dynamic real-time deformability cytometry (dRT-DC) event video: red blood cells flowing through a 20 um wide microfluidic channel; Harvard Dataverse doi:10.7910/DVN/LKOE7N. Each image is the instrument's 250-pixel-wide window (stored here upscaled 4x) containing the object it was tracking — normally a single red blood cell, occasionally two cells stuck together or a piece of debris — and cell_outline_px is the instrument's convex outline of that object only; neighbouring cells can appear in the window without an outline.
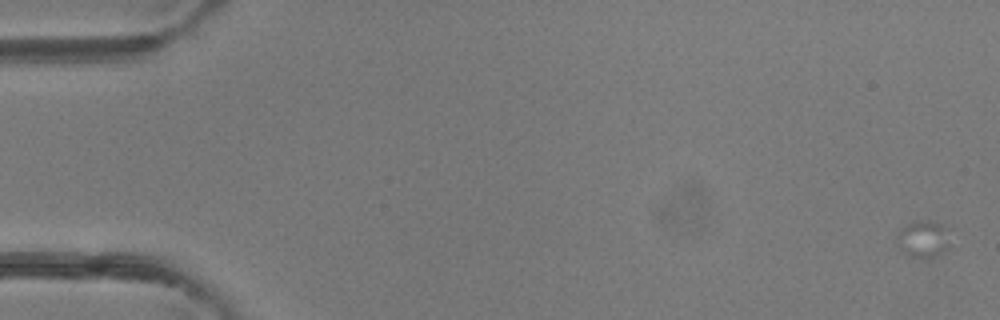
{"species": "common noctule bat (a hibernating species)", "species_latin": "Nyctalus noctula", "temperature_condition": "room temperature", "stored_images_in_passage": 17, "camera_frame_rate_fps": 3000, "um_per_image_px": 0.085, "animal": {"sex": "female"}, "frame": {"image": 1, "passage_image": 1, "time_ms": 0.0, "image_size_px": [1000, 320], "cell_outline_px": [[948, 244], [944, 252], [928, 260], [908, 256], [904, 252], [896, 236], [896, 232], [900, 228], [916, 220], [928, 220], [940, 224]], "centroid_in_image_um": [78.4, 20.35], "position_along_channel_um": 6.6, "area_um2": 11.1}}